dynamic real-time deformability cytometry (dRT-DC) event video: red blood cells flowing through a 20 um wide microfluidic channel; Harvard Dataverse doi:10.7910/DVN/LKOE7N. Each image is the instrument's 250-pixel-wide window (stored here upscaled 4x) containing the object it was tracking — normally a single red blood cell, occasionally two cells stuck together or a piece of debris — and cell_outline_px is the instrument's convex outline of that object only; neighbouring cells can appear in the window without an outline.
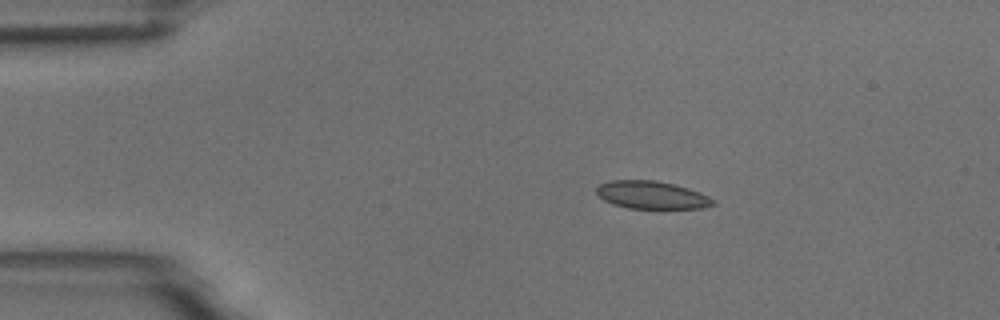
{"species": "common noctule bat (a hibernating species)", "species_latin": "Nyctalus noctula", "temperature_condition": "room temperature", "stored_images_in_passage": 13, "camera_frame_rate_fps": 3000, "um_per_image_px": 0.085, "animal": {"sex": "male", "body_mass_g": 18.8}, "frame": {"image": 1, "passage_image": 1, "time_ms": 0.0, "image_size_px": [1000, 320], "cell_outline_px": [[716, 204], [704, 208], [628, 208], [612, 204], [604, 200], [596, 192], [596, 188], [600, 184], [612, 180], [656, 180], [688, 188], [700, 192], [716, 200]], "centroid_in_image_um": [55.42, 16.57], "position_along_channel_um": 29.6, "area_um2": 18.84}}
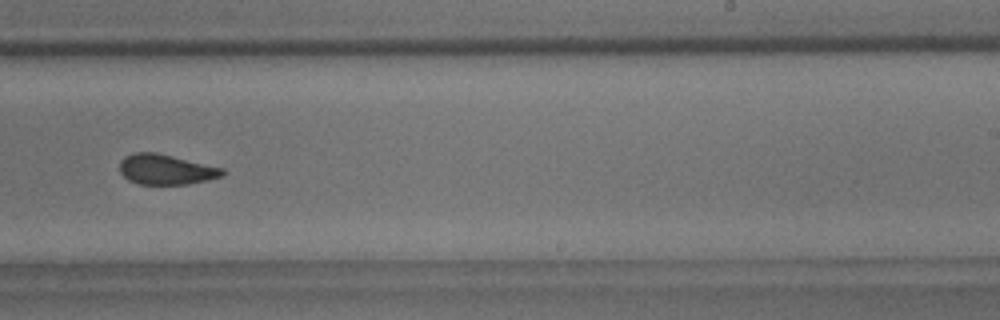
{"frame": {"image": 2, "passage_image": 8, "time_ms": 8.0, "image_size_px": [1000, 320], "cell_outline_px": [[224, 176], [208, 180], [188, 184], [140, 184], [128, 180], [120, 172], [120, 160], [124, 156], [132, 152], [156, 152], [224, 168]], "centroid_in_image_um": [14.1, 14.4], "position_along_channel_um": 274.9, "area_um2": 18.21}}
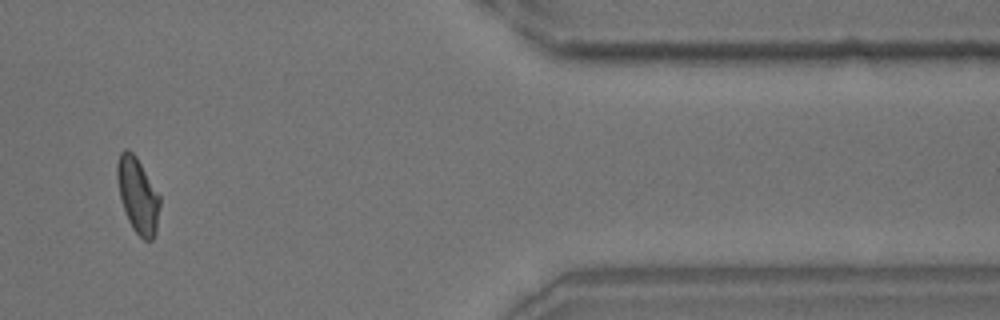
{"frame": {"image": 3, "passage_image": 11, "time_ms": 12.333, "image_size_px": [1000, 320], "cell_outline_px": [[160, 208], [156, 232], [152, 240], [144, 240], [132, 228], [128, 220], [120, 196], [116, 176], [116, 164], [120, 152], [124, 148], [128, 148], [136, 156], [160, 196]], "centroid_in_image_um": [11.71, 16.58], "position_along_channel_um": 399.7, "area_um2": 18.73}, "authors_computed_cell_mechanics": {"area_um2": 18.8428, "velocity_mm_per_s": 3.7295, "shape_relaxation_time_tau1_ms": null, "shape_relaxation_time_tau2_ms": 1.2819, "deformation_change_tau1": null, "deformation_change_tau2": 0.0538}}